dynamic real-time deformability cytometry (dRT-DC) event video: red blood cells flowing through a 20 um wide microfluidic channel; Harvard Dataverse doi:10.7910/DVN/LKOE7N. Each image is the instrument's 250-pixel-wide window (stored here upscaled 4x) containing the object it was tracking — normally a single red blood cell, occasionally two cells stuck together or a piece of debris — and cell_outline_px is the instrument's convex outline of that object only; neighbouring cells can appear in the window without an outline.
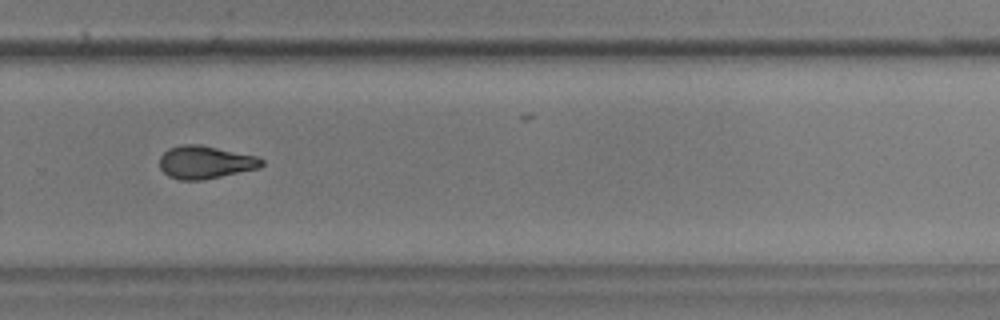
{"species": "common noctule bat (a hibernating species)", "species_latin": "Nyctalus noctula", "temperature_condition": "warm", "stored_images_in_passage": 40, "camera_frame_rate_fps": 3000, "um_per_image_px": 0.085, "animal": {"sex": "male", "body_mass_g": 17.9, "forearm_length_mm": 54.2}, "frame": {"image": 1, "passage_image": 23, "time_ms": 7.333, "image_size_px": [1000, 320], "cell_outline_px": [[264, 164], [260, 168], [204, 180], [180, 180], [168, 176], [160, 168], [160, 156], [168, 148], [180, 144], [200, 144], [256, 156], [264, 160]], "centroid_in_image_um": [17.45, 13.79], "position_along_channel_um": 312.4, "area_um2": 19.71}, "authors_computed_cell_mechanics": {"area_um2": 19.8254, "velocity_mm_per_s": 3.6696, "shape_relaxation_time_tau1_ms": 7.9349, "shape_relaxation_time_tau2_ms": 3.9639, "deformation_change_tau1": 0.1817, "deformation_change_tau2": 0.1124}}